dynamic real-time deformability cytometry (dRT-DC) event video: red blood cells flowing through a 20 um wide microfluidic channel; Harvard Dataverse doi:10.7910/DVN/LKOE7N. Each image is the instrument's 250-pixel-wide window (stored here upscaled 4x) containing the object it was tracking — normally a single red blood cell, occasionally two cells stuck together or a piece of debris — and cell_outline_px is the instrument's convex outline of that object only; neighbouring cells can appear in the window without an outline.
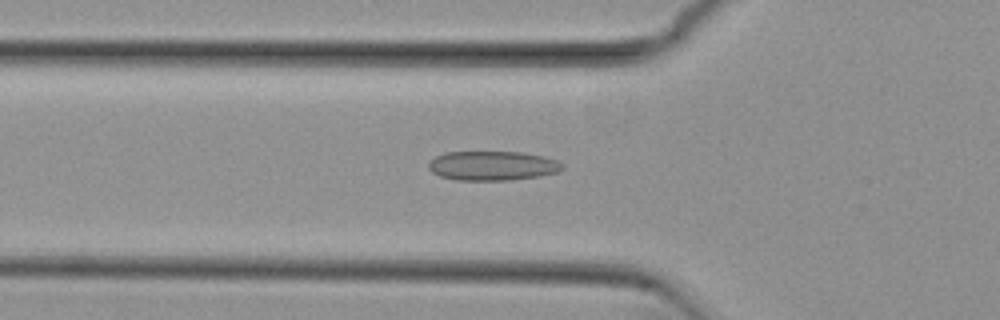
{"species": "common noctule bat (a hibernating species)", "species_latin": "Nyctalus noctula", "temperature_condition": "cold", "stored_images_in_passage": 37, "camera_frame_rate_fps": 3000, "um_per_image_px": 0.085, "animal": {"sex": "female", "body_mass_g": 29.2, "forearm_length_mm": 56.3}, "frame": {"image": 1, "passage_image": 10, "time_ms": 3.0, "image_size_px": [1000, 320], "cell_outline_px": [[564, 168], [556, 172], [540, 176], [512, 180], [456, 180], [440, 176], [432, 172], [428, 168], [428, 164], [436, 156], [444, 152], [524, 152], [544, 156], [556, 160], [564, 164]], "centroid_in_image_um": [41.88, 14.09], "position_along_channel_um": 83.9, "area_um2": 23.0}}
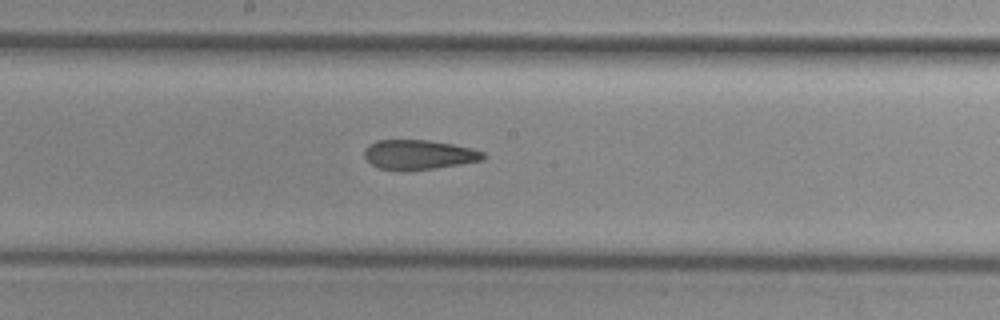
{"frame": {"image": 2, "passage_image": 20, "time_ms": 6.333, "image_size_px": [1000, 320], "cell_outline_px": [[484, 160], [436, 168], [380, 168], [372, 164], [364, 156], [364, 148], [368, 144], [376, 140], [428, 140], [452, 144], [472, 148], [484, 152]], "centroid_in_image_um": [35.61, 13.1], "position_along_channel_um": 212.6, "area_um2": 19.94}}
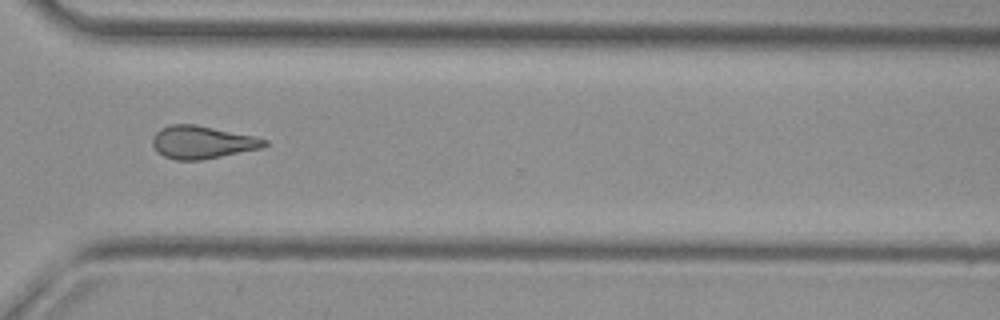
{"frame": {"image": 3, "passage_image": 31, "time_ms": 10.0, "image_size_px": [1000, 320], "cell_outline_px": [[268, 144], [264, 148], [200, 160], [176, 160], [164, 156], [152, 144], [152, 136], [160, 128], [172, 124], [196, 124], [256, 136], [268, 140]], "centroid_in_image_um": [17.23, 12.08], "position_along_channel_um": 353.4, "area_um2": 21.5}, "authors_computed_cell_mechanics": {"area_um2": 21.3282, "velocity_mm_per_s": 3.8353, "shape_relaxation_time_tau1_ms": null, "shape_relaxation_time_tau2_ms": 3.3382, "deformation_change_tau1": null, "deformation_change_tau2": 0.1134}}